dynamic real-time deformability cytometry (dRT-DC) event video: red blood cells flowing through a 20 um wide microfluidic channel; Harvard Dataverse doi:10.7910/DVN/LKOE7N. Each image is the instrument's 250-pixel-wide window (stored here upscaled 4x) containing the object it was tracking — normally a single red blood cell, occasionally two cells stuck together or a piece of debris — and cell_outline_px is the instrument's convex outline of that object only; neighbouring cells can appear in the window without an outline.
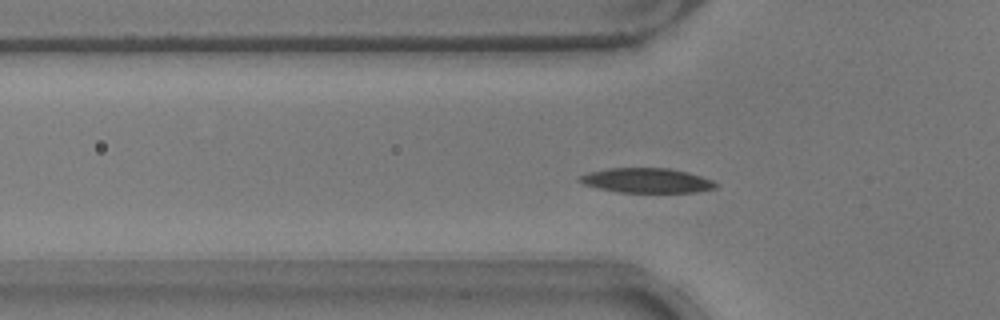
{"species": "common noctule bat (a hibernating species)", "species_latin": "Nyctalus noctula", "temperature_condition": "warm", "stored_images_in_passage": 32, "camera_frame_rate_fps": 3000, "um_per_image_px": 0.085, "animal": {"sex": "male", "body_mass_g": 17.9}, "frame": {"image": 1, "passage_image": 6, "time_ms": 1.667, "image_size_px": [1000, 320], "cell_outline_px": [[716, 188], [696, 192], [616, 192], [584, 184], [576, 180], [580, 176], [588, 172], [612, 168], [668, 168], [688, 172], [712, 180], [716, 184]], "centroid_in_image_um": [54.96, 15.34], "position_along_channel_um": 70.8, "area_um2": 19.42}}
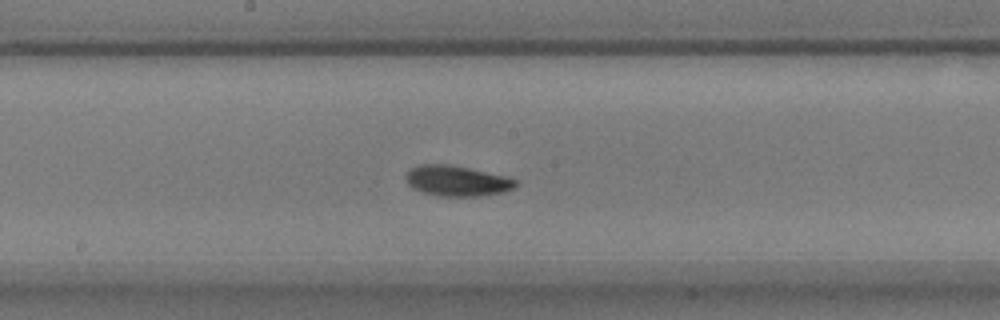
{"frame": {"image": 2, "passage_image": 17, "time_ms": 5.333, "image_size_px": [1000, 320], "cell_outline_px": [[516, 184], [512, 188], [504, 192], [476, 196], [436, 196], [412, 188], [408, 184], [404, 176], [412, 168], [420, 164], [448, 164], [508, 176], [516, 180]], "centroid_in_image_um": [38.82, 15.37], "position_along_channel_um": 209.4, "area_um2": 19.42}}
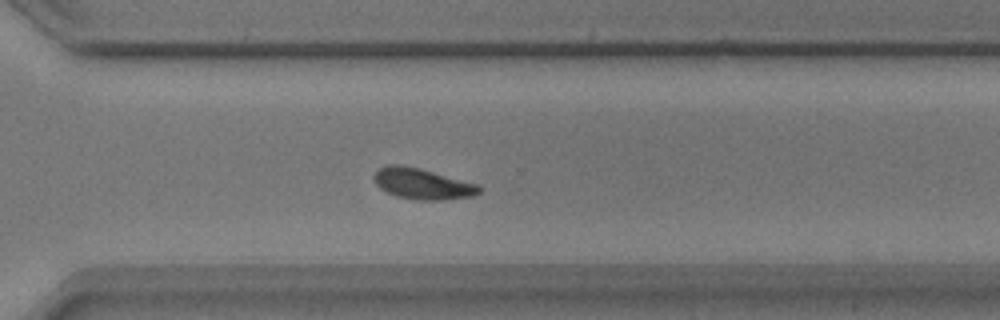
{"frame": {"image": 3, "passage_image": 27, "time_ms": 8.667, "image_size_px": [1000, 320], "cell_outline_px": [[480, 192], [472, 196], [440, 200], [416, 200], [396, 196], [380, 188], [372, 180], [372, 176], [380, 168], [388, 164], [400, 164], [420, 168], [480, 184]], "centroid_in_image_um": [35.89, 15.61], "position_along_channel_um": 334.7, "area_um2": 19.07}, "authors_computed_cell_mechanics": {"area_um2": 18.5827, "velocity_mm_per_s": 3.7636, "shape_relaxation_time_tau1_ms": 2.2746, "shape_relaxation_time_tau2_ms": 4.0665, "deformation_change_tau1": 0.1062, "deformation_change_tau2": 0.0992}}